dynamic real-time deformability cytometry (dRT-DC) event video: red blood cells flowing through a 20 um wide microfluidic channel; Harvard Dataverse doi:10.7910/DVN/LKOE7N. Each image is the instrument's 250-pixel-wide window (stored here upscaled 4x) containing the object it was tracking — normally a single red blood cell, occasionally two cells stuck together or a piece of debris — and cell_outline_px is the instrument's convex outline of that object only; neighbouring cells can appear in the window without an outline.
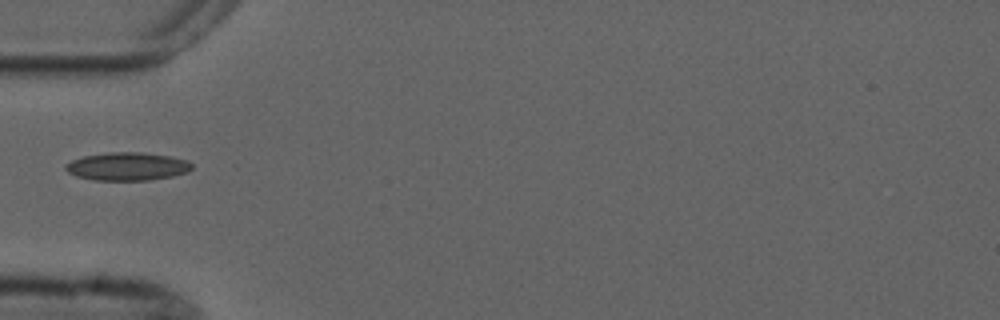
{"species": "common noctule bat (a hibernating species)", "species_latin": "Nyctalus noctula", "temperature_condition": "cold", "stored_images_in_passage": 2, "camera_frame_rate_fps": 3000, "um_per_image_px": 0.085, "animal": {"sex": "male", "forearm_length_mm": 52.5}, "frame": {"image": 1, "passage_image": 2, "time_ms": 1.333, "image_size_px": [1000, 320], "cell_outline_px": [[192, 168], [188, 172], [172, 176], [148, 180], [96, 180], [76, 176], [68, 172], [64, 168], [64, 164], [72, 160], [84, 156], [108, 152], [140, 152], [168, 156], [188, 160], [192, 164]], "centroid_in_image_um": [10.81, 14.14], "position_along_channel_um": 74.2, "area_um2": 20.63}}